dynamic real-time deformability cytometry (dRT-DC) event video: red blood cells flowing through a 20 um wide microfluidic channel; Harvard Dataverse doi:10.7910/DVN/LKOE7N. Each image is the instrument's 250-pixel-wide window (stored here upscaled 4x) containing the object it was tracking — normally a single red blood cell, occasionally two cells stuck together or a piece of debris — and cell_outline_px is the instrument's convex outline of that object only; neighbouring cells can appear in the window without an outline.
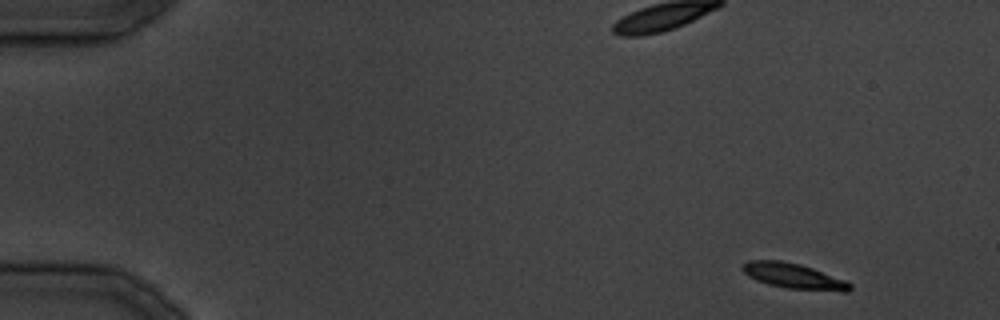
{"species": "common noctule bat (a hibernating species)", "species_latin": "Nyctalus noctula", "temperature_condition": "cold", "stored_images_in_passage": 6, "camera_frame_rate_fps": 3000, "um_per_image_px": 0.085, "animal": {"sex": "male", "body_mass_g": 19.5, "forearm_length_mm": 54.6}, "frame": {"image": 1, "passage_image": 1, "time_ms": 0.0, "image_size_px": [1000, 320], "cell_outline_px": [[852, 288], [848, 292], [840, 292], [788, 288], [768, 284], [756, 280], [748, 276], [740, 268], [748, 260], [780, 260], [800, 264], [812, 268], [844, 280], [852, 284]], "centroid_in_image_um": [67.46, 23.47], "position_along_channel_um": 17.5, "area_um2": 15.84}}